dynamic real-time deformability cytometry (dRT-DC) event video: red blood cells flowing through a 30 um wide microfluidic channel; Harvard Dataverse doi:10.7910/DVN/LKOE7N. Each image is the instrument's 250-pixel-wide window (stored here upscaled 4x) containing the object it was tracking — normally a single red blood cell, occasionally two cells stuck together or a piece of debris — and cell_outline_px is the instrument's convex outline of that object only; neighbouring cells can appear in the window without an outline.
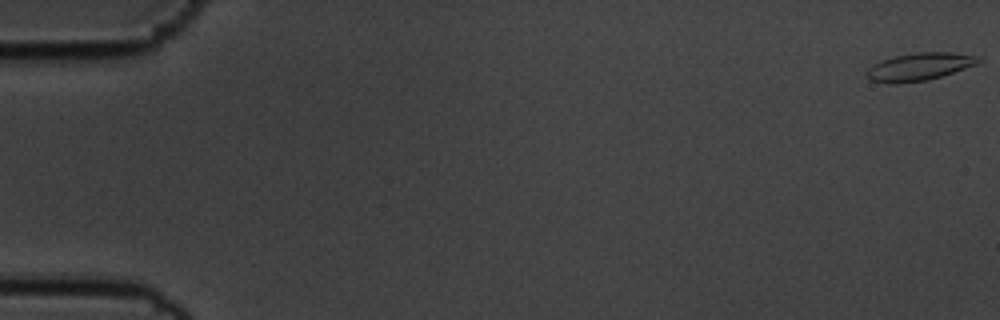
{"species": "common noctule bat (a hibernating species)", "species_latin": "Nyctalus noctula", "temperature_condition": "cold", "stored_images_in_passage": 58, "camera_frame_rate_fps": 3000, "um_per_image_px": 0.085, "animal": {"sex": "male", "body_mass_g": 19.5, "forearm_length_mm": 54.6}, "frame": {"image": 1, "passage_image": 1, "time_ms": 0.0, "image_size_px": [1000, 320], "cell_outline_px": [[984, 60], [976, 64], [928, 80], [896, 84], [888, 84], [872, 80], [868, 76], [868, 68], [884, 60], [896, 56], [916, 52], [952, 52], [976, 56]], "centroid_in_image_um": [78.17, 5.67], "position_along_channel_um": 6.8, "area_um2": 17.63}}
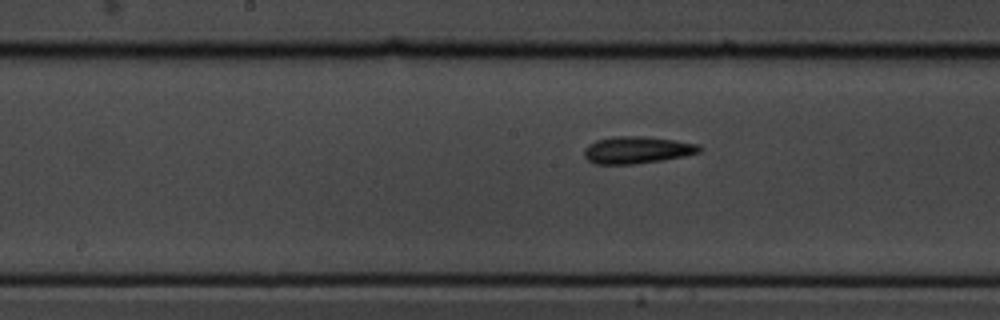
{"frame": {"image": 2, "passage_image": 30, "time_ms": 9.667, "image_size_px": [1000, 320], "cell_outline_px": [[700, 152], [684, 156], [660, 160], [632, 164], [596, 164], [588, 160], [584, 156], [584, 148], [588, 144], [596, 140], [616, 136], [644, 136], [676, 140], [696, 144], [700, 148]], "centroid_in_image_um": [54.1, 12.74], "position_along_channel_um": 194.1, "area_um2": 18.03}}
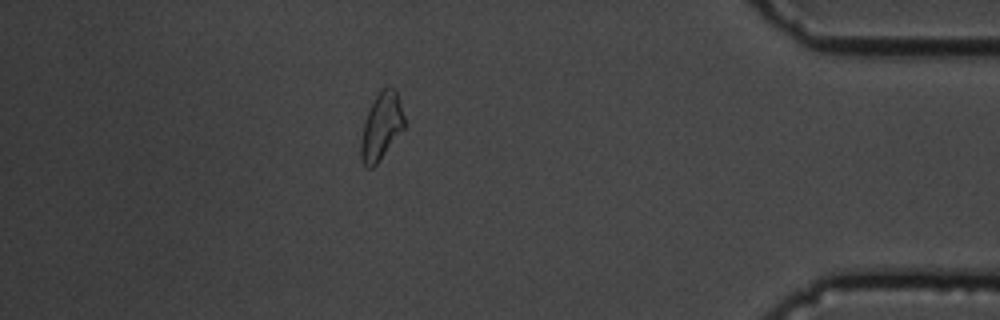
{"frame": {"image": 3, "passage_image": 51, "time_ms": 16.667, "image_size_px": [1000, 320], "cell_outline_px": [[404, 128], [376, 164], [372, 168], [368, 168], [364, 164], [360, 156], [360, 144], [364, 120], [376, 96], [388, 84], [396, 88], [404, 116]], "centroid_in_image_um": [32.41, 10.72], "position_along_channel_um": 402.8, "area_um2": 16.76}, "authors_computed_cell_mechanics": {"area_um2": 17.3689, "velocity_mm_per_s": 3.5348, "shape_relaxation_time_tau1_ms": 6.0983, "shape_relaxation_time_tau2_ms": 4.8912, "deformation_change_tau1": 0.1288, "deformation_change_tau2": 0.1358}}